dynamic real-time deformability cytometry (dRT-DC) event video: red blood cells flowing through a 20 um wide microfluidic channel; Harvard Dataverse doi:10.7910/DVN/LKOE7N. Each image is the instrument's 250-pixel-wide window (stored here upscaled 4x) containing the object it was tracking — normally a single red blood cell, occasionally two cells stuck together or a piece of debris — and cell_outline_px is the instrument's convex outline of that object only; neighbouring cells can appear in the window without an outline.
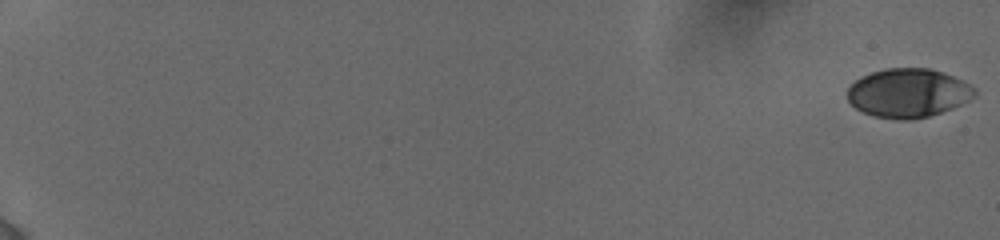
{"species": "human", "species_latin": "Homo sapiens", "temperature_condition": "cold", "stored_images_in_passage": 58, "camera_frame_rate_fps": 3000, "um_per_image_px": 0.085, "donor": {"sex": "female"}, "frame": {"image": 1, "passage_image": 1, "time_ms": 0.0, "image_size_px": [1000, 240], "cell_outline_px": [[976, 92], [968, 100], [952, 108], [928, 116], [912, 120], [900, 120], [876, 116], [864, 112], [856, 108], [848, 100], [848, 88], [856, 80], [872, 72], [888, 68], [928, 68], [952, 76], [976, 88]], "centroid_in_image_um": [77.18, 7.91], "position_along_channel_um": 7.8, "area_um2": 35.66}}
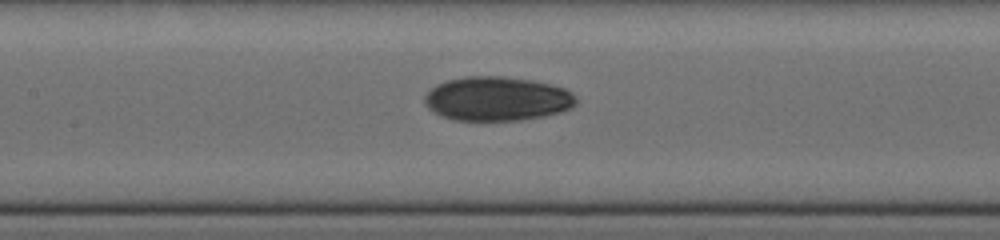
{"frame": {"image": 2, "passage_image": 31, "time_ms": 10.0, "image_size_px": [1000, 240], "cell_outline_px": [[576, 104], [572, 108], [560, 112], [544, 116], [520, 120], [452, 120], [440, 116], [428, 108], [424, 104], [424, 96], [436, 84], [448, 80], [464, 76], [504, 76], [532, 80], [564, 88], [572, 92], [576, 96]], "centroid_in_image_um": [42.24, 8.39], "position_along_channel_um": 165.2, "area_um2": 39.19}}
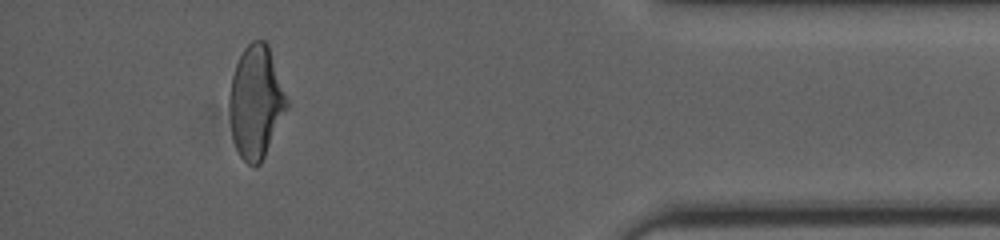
{"frame": {"image": 3, "passage_image": 54, "time_ms": 17.333, "image_size_px": [1000, 240], "cell_outline_px": [[288, 108], [260, 164], [256, 168], [248, 164], [240, 156], [236, 148], [232, 136], [228, 104], [228, 100], [232, 76], [236, 64], [244, 48], [252, 40], [264, 40], [268, 44], [288, 100]], "centroid_in_image_um": [21.74, 8.68], "position_along_channel_um": 413.5, "area_um2": 37.69}, "authors_computed_cell_mechanics": {"area_um2": 37.5122, "velocity_mm_per_s": 3.8696, "shape_relaxation_time_tau1_ms": 5.2104, "shape_relaxation_time_tau2_ms": 2.8315, "deformation_change_tau1": 0.1631, "deformation_change_tau2": 0.0647}}